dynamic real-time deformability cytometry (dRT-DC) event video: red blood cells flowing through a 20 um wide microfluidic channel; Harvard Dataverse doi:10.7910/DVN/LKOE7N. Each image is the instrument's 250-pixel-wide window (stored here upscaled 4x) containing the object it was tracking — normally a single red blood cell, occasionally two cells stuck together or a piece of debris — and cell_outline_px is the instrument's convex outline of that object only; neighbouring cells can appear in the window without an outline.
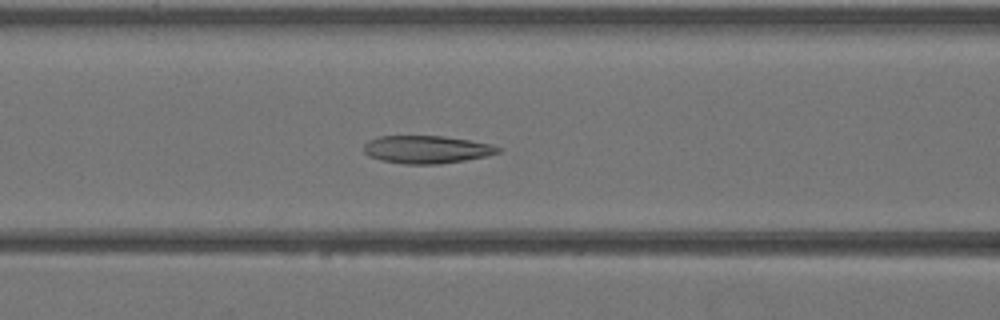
{"species": "Egyptian fruit bat (a non-hibernating species)", "species_latin": "Rousettus aegyptiacus", "temperature_condition": "warm", "stored_images_in_passage": 42, "camera_frame_rate_fps": 3000, "um_per_image_px": 0.085, "animal": {"sex": "female"}, "frame": {"image": 1, "passage_image": 17, "time_ms": 5.333, "image_size_px": [1000, 320], "cell_outline_px": [[504, 148], [500, 152], [488, 156], [440, 164], [404, 164], [384, 160], [368, 156], [364, 152], [364, 144], [368, 140], [380, 136], [444, 136], [492, 144]], "centroid_in_image_um": [36.3, 12.7], "position_along_channel_um": 130.3, "area_um2": 21.79}}
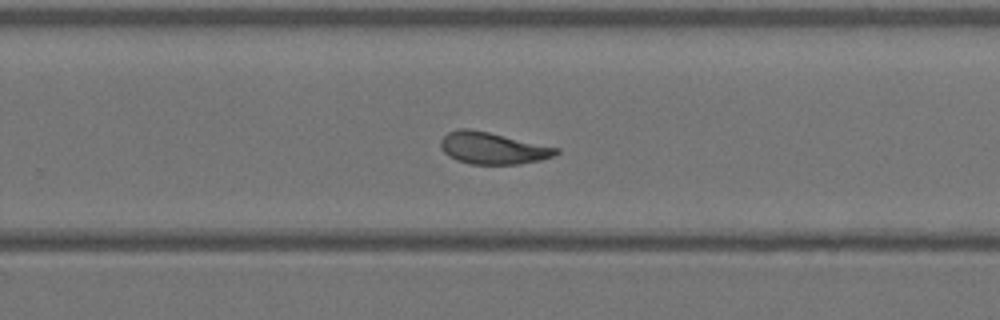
{"frame": {"image": 2, "passage_image": 27, "time_ms": 8.667, "image_size_px": [1000, 320], "cell_outline_px": [[560, 152], [552, 156], [540, 160], [520, 164], [472, 164], [456, 160], [448, 156], [440, 148], [440, 140], [448, 132], [460, 128], [468, 128], [488, 132], [560, 148]], "centroid_in_image_um": [41.86, 12.59], "position_along_channel_um": 287.9, "area_um2": 21.39}}
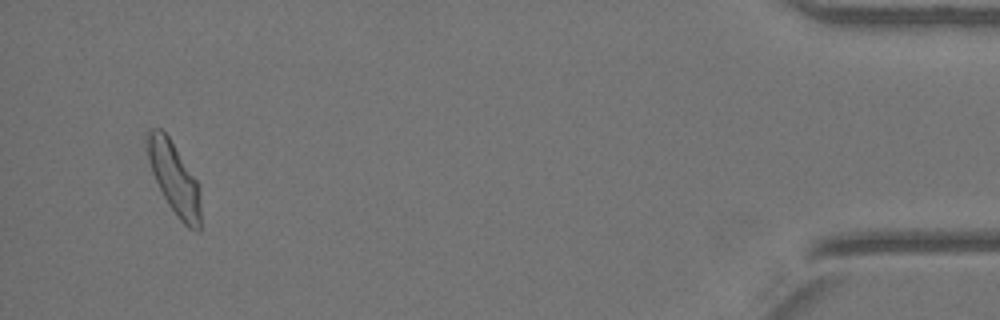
{"frame": {"image": 3, "passage_image": 40, "time_ms": 13.0, "image_size_px": [1000, 320], "cell_outline_px": [[200, 232], [196, 232], [188, 228], [180, 220], [168, 204], [152, 172], [148, 160], [148, 128], [160, 128], [168, 136], [200, 184]], "centroid_in_image_um": [14.85, 15.19], "position_along_channel_um": 420.4, "area_um2": 22.14}}